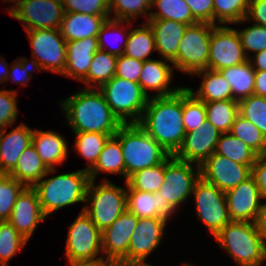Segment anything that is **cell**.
<instances>
[{
	"label": "cell",
	"instance_id": "obj_1",
	"mask_svg": "<svg viewBox=\"0 0 266 266\" xmlns=\"http://www.w3.org/2000/svg\"><path fill=\"white\" fill-rule=\"evenodd\" d=\"M138 125L170 155H175L186 134L183 125V87L169 96L150 97Z\"/></svg>",
	"mask_w": 266,
	"mask_h": 266
},
{
	"label": "cell",
	"instance_id": "obj_2",
	"mask_svg": "<svg viewBox=\"0 0 266 266\" xmlns=\"http://www.w3.org/2000/svg\"><path fill=\"white\" fill-rule=\"evenodd\" d=\"M58 104L73 133L116 134L123 125L99 89L82 87Z\"/></svg>",
	"mask_w": 266,
	"mask_h": 266
},
{
	"label": "cell",
	"instance_id": "obj_3",
	"mask_svg": "<svg viewBox=\"0 0 266 266\" xmlns=\"http://www.w3.org/2000/svg\"><path fill=\"white\" fill-rule=\"evenodd\" d=\"M56 172L57 168L49 169L45 176L33 186L46 217L76 203H85L90 183L89 173L83 168L52 176Z\"/></svg>",
	"mask_w": 266,
	"mask_h": 266
},
{
	"label": "cell",
	"instance_id": "obj_4",
	"mask_svg": "<svg viewBox=\"0 0 266 266\" xmlns=\"http://www.w3.org/2000/svg\"><path fill=\"white\" fill-rule=\"evenodd\" d=\"M119 139L125 163V182L137 171L164 162L170 154L138 124H123Z\"/></svg>",
	"mask_w": 266,
	"mask_h": 266
},
{
	"label": "cell",
	"instance_id": "obj_5",
	"mask_svg": "<svg viewBox=\"0 0 266 266\" xmlns=\"http://www.w3.org/2000/svg\"><path fill=\"white\" fill-rule=\"evenodd\" d=\"M214 239L237 266H261L264 263L265 241L255 223L231 221Z\"/></svg>",
	"mask_w": 266,
	"mask_h": 266
},
{
	"label": "cell",
	"instance_id": "obj_6",
	"mask_svg": "<svg viewBox=\"0 0 266 266\" xmlns=\"http://www.w3.org/2000/svg\"><path fill=\"white\" fill-rule=\"evenodd\" d=\"M96 182L90 180L81 211H84L102 232L127 209V183L124 182L125 188H122L106 177L98 184Z\"/></svg>",
	"mask_w": 266,
	"mask_h": 266
},
{
	"label": "cell",
	"instance_id": "obj_7",
	"mask_svg": "<svg viewBox=\"0 0 266 266\" xmlns=\"http://www.w3.org/2000/svg\"><path fill=\"white\" fill-rule=\"evenodd\" d=\"M122 124H138L149 97L139 83L114 76L99 89Z\"/></svg>",
	"mask_w": 266,
	"mask_h": 266
},
{
	"label": "cell",
	"instance_id": "obj_8",
	"mask_svg": "<svg viewBox=\"0 0 266 266\" xmlns=\"http://www.w3.org/2000/svg\"><path fill=\"white\" fill-rule=\"evenodd\" d=\"M215 26L207 22L187 26L179 42L177 57L172 62L174 70L191 76L208 68L210 38Z\"/></svg>",
	"mask_w": 266,
	"mask_h": 266
},
{
	"label": "cell",
	"instance_id": "obj_9",
	"mask_svg": "<svg viewBox=\"0 0 266 266\" xmlns=\"http://www.w3.org/2000/svg\"><path fill=\"white\" fill-rule=\"evenodd\" d=\"M199 178V165L170 155L165 160V181L158 192L164 202H169L178 211L191 198L194 184Z\"/></svg>",
	"mask_w": 266,
	"mask_h": 266
},
{
	"label": "cell",
	"instance_id": "obj_10",
	"mask_svg": "<svg viewBox=\"0 0 266 266\" xmlns=\"http://www.w3.org/2000/svg\"><path fill=\"white\" fill-rule=\"evenodd\" d=\"M102 232L89 216L80 211L68 225L64 257L69 261L103 259Z\"/></svg>",
	"mask_w": 266,
	"mask_h": 266
},
{
	"label": "cell",
	"instance_id": "obj_11",
	"mask_svg": "<svg viewBox=\"0 0 266 266\" xmlns=\"http://www.w3.org/2000/svg\"><path fill=\"white\" fill-rule=\"evenodd\" d=\"M191 197L195 200V212L211 236H215L231 222L225 192L201 177L195 182Z\"/></svg>",
	"mask_w": 266,
	"mask_h": 266
},
{
	"label": "cell",
	"instance_id": "obj_12",
	"mask_svg": "<svg viewBox=\"0 0 266 266\" xmlns=\"http://www.w3.org/2000/svg\"><path fill=\"white\" fill-rule=\"evenodd\" d=\"M28 37L32 57L47 72L62 75L66 67L67 41L59 29H37L25 31Z\"/></svg>",
	"mask_w": 266,
	"mask_h": 266
},
{
	"label": "cell",
	"instance_id": "obj_13",
	"mask_svg": "<svg viewBox=\"0 0 266 266\" xmlns=\"http://www.w3.org/2000/svg\"><path fill=\"white\" fill-rule=\"evenodd\" d=\"M168 221L162 218H139L128 247V266H153L147 258L163 241Z\"/></svg>",
	"mask_w": 266,
	"mask_h": 266
},
{
	"label": "cell",
	"instance_id": "obj_14",
	"mask_svg": "<svg viewBox=\"0 0 266 266\" xmlns=\"http://www.w3.org/2000/svg\"><path fill=\"white\" fill-rule=\"evenodd\" d=\"M239 34L228 25H216L211 32L208 69L219 71L247 60Z\"/></svg>",
	"mask_w": 266,
	"mask_h": 266
},
{
	"label": "cell",
	"instance_id": "obj_15",
	"mask_svg": "<svg viewBox=\"0 0 266 266\" xmlns=\"http://www.w3.org/2000/svg\"><path fill=\"white\" fill-rule=\"evenodd\" d=\"M138 218L127 209L102 231L103 259L114 266H128V247Z\"/></svg>",
	"mask_w": 266,
	"mask_h": 266
},
{
	"label": "cell",
	"instance_id": "obj_16",
	"mask_svg": "<svg viewBox=\"0 0 266 266\" xmlns=\"http://www.w3.org/2000/svg\"><path fill=\"white\" fill-rule=\"evenodd\" d=\"M63 15L62 0H24L10 16L20 21L28 31L59 29Z\"/></svg>",
	"mask_w": 266,
	"mask_h": 266
},
{
	"label": "cell",
	"instance_id": "obj_17",
	"mask_svg": "<svg viewBox=\"0 0 266 266\" xmlns=\"http://www.w3.org/2000/svg\"><path fill=\"white\" fill-rule=\"evenodd\" d=\"M251 176L248 165L236 163L213 153L200 165V177L223 192L228 191Z\"/></svg>",
	"mask_w": 266,
	"mask_h": 266
},
{
	"label": "cell",
	"instance_id": "obj_18",
	"mask_svg": "<svg viewBox=\"0 0 266 266\" xmlns=\"http://www.w3.org/2000/svg\"><path fill=\"white\" fill-rule=\"evenodd\" d=\"M231 221L254 223L264 201L252 176L225 192Z\"/></svg>",
	"mask_w": 266,
	"mask_h": 266
},
{
	"label": "cell",
	"instance_id": "obj_19",
	"mask_svg": "<svg viewBox=\"0 0 266 266\" xmlns=\"http://www.w3.org/2000/svg\"><path fill=\"white\" fill-rule=\"evenodd\" d=\"M45 219L36 190L25 187L14 203L8 222L29 242L39 223Z\"/></svg>",
	"mask_w": 266,
	"mask_h": 266
},
{
	"label": "cell",
	"instance_id": "obj_20",
	"mask_svg": "<svg viewBox=\"0 0 266 266\" xmlns=\"http://www.w3.org/2000/svg\"><path fill=\"white\" fill-rule=\"evenodd\" d=\"M222 133L207 119L199 129L185 134L183 143L174 155L180 160L201 165L214 152Z\"/></svg>",
	"mask_w": 266,
	"mask_h": 266
},
{
	"label": "cell",
	"instance_id": "obj_21",
	"mask_svg": "<svg viewBox=\"0 0 266 266\" xmlns=\"http://www.w3.org/2000/svg\"><path fill=\"white\" fill-rule=\"evenodd\" d=\"M165 59L145 60L139 78L143 92L150 97L169 96L175 94L181 87L171 86L175 72L172 62ZM153 91L155 94L148 93ZM151 95V96H150Z\"/></svg>",
	"mask_w": 266,
	"mask_h": 266
},
{
	"label": "cell",
	"instance_id": "obj_22",
	"mask_svg": "<svg viewBox=\"0 0 266 266\" xmlns=\"http://www.w3.org/2000/svg\"><path fill=\"white\" fill-rule=\"evenodd\" d=\"M8 128L0 131V173L9 175L15 169L21 153L32 144L34 129L22 121L9 132Z\"/></svg>",
	"mask_w": 266,
	"mask_h": 266
},
{
	"label": "cell",
	"instance_id": "obj_23",
	"mask_svg": "<svg viewBox=\"0 0 266 266\" xmlns=\"http://www.w3.org/2000/svg\"><path fill=\"white\" fill-rule=\"evenodd\" d=\"M159 192L148 193L133 190L127 184L126 203L127 210L139 218H162L171 221L175 216L176 209L169 203L164 202Z\"/></svg>",
	"mask_w": 266,
	"mask_h": 266
},
{
	"label": "cell",
	"instance_id": "obj_24",
	"mask_svg": "<svg viewBox=\"0 0 266 266\" xmlns=\"http://www.w3.org/2000/svg\"><path fill=\"white\" fill-rule=\"evenodd\" d=\"M66 67L61 76L81 82L88 73L93 55L99 50L97 37L69 41L66 43Z\"/></svg>",
	"mask_w": 266,
	"mask_h": 266
},
{
	"label": "cell",
	"instance_id": "obj_25",
	"mask_svg": "<svg viewBox=\"0 0 266 266\" xmlns=\"http://www.w3.org/2000/svg\"><path fill=\"white\" fill-rule=\"evenodd\" d=\"M154 35L156 51L162 59L173 62L188 25L167 19H148L146 22Z\"/></svg>",
	"mask_w": 266,
	"mask_h": 266
},
{
	"label": "cell",
	"instance_id": "obj_26",
	"mask_svg": "<svg viewBox=\"0 0 266 266\" xmlns=\"http://www.w3.org/2000/svg\"><path fill=\"white\" fill-rule=\"evenodd\" d=\"M32 145L41 157L48 169H56L67 161L69 148L66 138L55 130L34 129L32 134Z\"/></svg>",
	"mask_w": 266,
	"mask_h": 266
},
{
	"label": "cell",
	"instance_id": "obj_27",
	"mask_svg": "<svg viewBox=\"0 0 266 266\" xmlns=\"http://www.w3.org/2000/svg\"><path fill=\"white\" fill-rule=\"evenodd\" d=\"M106 20L107 18L101 15L64 12L59 30L67 42L98 37L100 28Z\"/></svg>",
	"mask_w": 266,
	"mask_h": 266
},
{
	"label": "cell",
	"instance_id": "obj_28",
	"mask_svg": "<svg viewBox=\"0 0 266 266\" xmlns=\"http://www.w3.org/2000/svg\"><path fill=\"white\" fill-rule=\"evenodd\" d=\"M191 76L201 78L200 86H198L196 90L188 86L187 89L204 103L220 100H232L231 86L220 71L207 68L196 71Z\"/></svg>",
	"mask_w": 266,
	"mask_h": 266
},
{
	"label": "cell",
	"instance_id": "obj_29",
	"mask_svg": "<svg viewBox=\"0 0 266 266\" xmlns=\"http://www.w3.org/2000/svg\"><path fill=\"white\" fill-rule=\"evenodd\" d=\"M103 172V173H102ZM90 180L96 181L101 173L115 174L124 177L125 163L122 155V148L119 139L113 135L106 141L95 165L88 171Z\"/></svg>",
	"mask_w": 266,
	"mask_h": 266
},
{
	"label": "cell",
	"instance_id": "obj_30",
	"mask_svg": "<svg viewBox=\"0 0 266 266\" xmlns=\"http://www.w3.org/2000/svg\"><path fill=\"white\" fill-rule=\"evenodd\" d=\"M48 170L35 147L31 144L21 153L15 169L9 175L26 187H33L45 176Z\"/></svg>",
	"mask_w": 266,
	"mask_h": 266
},
{
	"label": "cell",
	"instance_id": "obj_31",
	"mask_svg": "<svg viewBox=\"0 0 266 266\" xmlns=\"http://www.w3.org/2000/svg\"><path fill=\"white\" fill-rule=\"evenodd\" d=\"M229 82L232 89V100L240 101L254 95L255 70L249 59L245 62L219 70Z\"/></svg>",
	"mask_w": 266,
	"mask_h": 266
},
{
	"label": "cell",
	"instance_id": "obj_32",
	"mask_svg": "<svg viewBox=\"0 0 266 266\" xmlns=\"http://www.w3.org/2000/svg\"><path fill=\"white\" fill-rule=\"evenodd\" d=\"M118 56L99 49L92 58L87 76L81 81L83 88L100 89L115 75Z\"/></svg>",
	"mask_w": 266,
	"mask_h": 266
},
{
	"label": "cell",
	"instance_id": "obj_33",
	"mask_svg": "<svg viewBox=\"0 0 266 266\" xmlns=\"http://www.w3.org/2000/svg\"><path fill=\"white\" fill-rule=\"evenodd\" d=\"M134 22L131 21L128 40L124 55L141 61L150 60L151 54L156 51L155 40L150 26L143 22L140 27L133 29Z\"/></svg>",
	"mask_w": 266,
	"mask_h": 266
},
{
	"label": "cell",
	"instance_id": "obj_34",
	"mask_svg": "<svg viewBox=\"0 0 266 266\" xmlns=\"http://www.w3.org/2000/svg\"><path fill=\"white\" fill-rule=\"evenodd\" d=\"M214 153L225 156L236 163L248 165L250 168L258 157L255 151L230 132L220 135Z\"/></svg>",
	"mask_w": 266,
	"mask_h": 266
},
{
	"label": "cell",
	"instance_id": "obj_35",
	"mask_svg": "<svg viewBox=\"0 0 266 266\" xmlns=\"http://www.w3.org/2000/svg\"><path fill=\"white\" fill-rule=\"evenodd\" d=\"M74 135L76 139L72 147L81 158L86 160V167L83 169L89 171L95 165L108 138L115 134L81 132Z\"/></svg>",
	"mask_w": 266,
	"mask_h": 266
},
{
	"label": "cell",
	"instance_id": "obj_36",
	"mask_svg": "<svg viewBox=\"0 0 266 266\" xmlns=\"http://www.w3.org/2000/svg\"><path fill=\"white\" fill-rule=\"evenodd\" d=\"M149 19H167L188 26L198 23L184 0H152Z\"/></svg>",
	"mask_w": 266,
	"mask_h": 266
},
{
	"label": "cell",
	"instance_id": "obj_37",
	"mask_svg": "<svg viewBox=\"0 0 266 266\" xmlns=\"http://www.w3.org/2000/svg\"><path fill=\"white\" fill-rule=\"evenodd\" d=\"M130 28H131V21L116 20V19H112V18L107 19L103 23V25L100 28V31L98 33V37L97 38H98V47H99V49L107 51L109 54H113V55H116V56L123 55L124 54V50H125V46H126V43H127V40H128ZM125 30L128 31V32H126ZM112 34H113V36H112ZM109 35H111V37H113L112 40L113 39L115 40V36H116V40L118 39L117 41L121 42L120 41V39H121L122 42H121L120 46H118L119 44L117 45V43H115L118 47L115 46V45L114 46L112 45L111 48L107 49L106 48L108 46V45H106L107 41H109V39L111 40Z\"/></svg>",
	"mask_w": 266,
	"mask_h": 266
},
{
	"label": "cell",
	"instance_id": "obj_38",
	"mask_svg": "<svg viewBox=\"0 0 266 266\" xmlns=\"http://www.w3.org/2000/svg\"><path fill=\"white\" fill-rule=\"evenodd\" d=\"M207 120L219 132H230L231 126L239 114V103L236 100H220L204 103Z\"/></svg>",
	"mask_w": 266,
	"mask_h": 266
},
{
	"label": "cell",
	"instance_id": "obj_39",
	"mask_svg": "<svg viewBox=\"0 0 266 266\" xmlns=\"http://www.w3.org/2000/svg\"><path fill=\"white\" fill-rule=\"evenodd\" d=\"M230 133L246 143L258 155H266V137L250 120L238 114Z\"/></svg>",
	"mask_w": 266,
	"mask_h": 266
},
{
	"label": "cell",
	"instance_id": "obj_40",
	"mask_svg": "<svg viewBox=\"0 0 266 266\" xmlns=\"http://www.w3.org/2000/svg\"><path fill=\"white\" fill-rule=\"evenodd\" d=\"M250 0H213L214 25H234L246 18Z\"/></svg>",
	"mask_w": 266,
	"mask_h": 266
},
{
	"label": "cell",
	"instance_id": "obj_41",
	"mask_svg": "<svg viewBox=\"0 0 266 266\" xmlns=\"http://www.w3.org/2000/svg\"><path fill=\"white\" fill-rule=\"evenodd\" d=\"M151 7L152 0H110V18L134 22V19L144 16L147 22Z\"/></svg>",
	"mask_w": 266,
	"mask_h": 266
},
{
	"label": "cell",
	"instance_id": "obj_42",
	"mask_svg": "<svg viewBox=\"0 0 266 266\" xmlns=\"http://www.w3.org/2000/svg\"><path fill=\"white\" fill-rule=\"evenodd\" d=\"M165 181V161L132 174L126 183L133 189L148 193L158 192Z\"/></svg>",
	"mask_w": 266,
	"mask_h": 266
},
{
	"label": "cell",
	"instance_id": "obj_43",
	"mask_svg": "<svg viewBox=\"0 0 266 266\" xmlns=\"http://www.w3.org/2000/svg\"><path fill=\"white\" fill-rule=\"evenodd\" d=\"M27 243L8 221H0V266H10L9 260L21 252Z\"/></svg>",
	"mask_w": 266,
	"mask_h": 266
},
{
	"label": "cell",
	"instance_id": "obj_44",
	"mask_svg": "<svg viewBox=\"0 0 266 266\" xmlns=\"http://www.w3.org/2000/svg\"><path fill=\"white\" fill-rule=\"evenodd\" d=\"M207 119L204 102L183 86V125L186 133L199 129Z\"/></svg>",
	"mask_w": 266,
	"mask_h": 266
},
{
	"label": "cell",
	"instance_id": "obj_45",
	"mask_svg": "<svg viewBox=\"0 0 266 266\" xmlns=\"http://www.w3.org/2000/svg\"><path fill=\"white\" fill-rule=\"evenodd\" d=\"M26 186L8 174L0 175V221H8L18 195Z\"/></svg>",
	"mask_w": 266,
	"mask_h": 266
},
{
	"label": "cell",
	"instance_id": "obj_46",
	"mask_svg": "<svg viewBox=\"0 0 266 266\" xmlns=\"http://www.w3.org/2000/svg\"><path fill=\"white\" fill-rule=\"evenodd\" d=\"M238 103L239 114L250 120L266 137V98L250 95Z\"/></svg>",
	"mask_w": 266,
	"mask_h": 266
},
{
	"label": "cell",
	"instance_id": "obj_47",
	"mask_svg": "<svg viewBox=\"0 0 266 266\" xmlns=\"http://www.w3.org/2000/svg\"><path fill=\"white\" fill-rule=\"evenodd\" d=\"M243 51L247 58L250 57V53L254 54L266 49V27L252 23L251 26H246L242 30L236 29Z\"/></svg>",
	"mask_w": 266,
	"mask_h": 266
},
{
	"label": "cell",
	"instance_id": "obj_48",
	"mask_svg": "<svg viewBox=\"0 0 266 266\" xmlns=\"http://www.w3.org/2000/svg\"><path fill=\"white\" fill-rule=\"evenodd\" d=\"M30 61L27 57H20L13 61V64L9 68V74L7 81L11 80L13 83L28 87L29 80L33 79V70L36 72H44L38 61L31 57Z\"/></svg>",
	"mask_w": 266,
	"mask_h": 266
},
{
	"label": "cell",
	"instance_id": "obj_49",
	"mask_svg": "<svg viewBox=\"0 0 266 266\" xmlns=\"http://www.w3.org/2000/svg\"><path fill=\"white\" fill-rule=\"evenodd\" d=\"M64 12L101 15L110 18V0H62Z\"/></svg>",
	"mask_w": 266,
	"mask_h": 266
},
{
	"label": "cell",
	"instance_id": "obj_50",
	"mask_svg": "<svg viewBox=\"0 0 266 266\" xmlns=\"http://www.w3.org/2000/svg\"><path fill=\"white\" fill-rule=\"evenodd\" d=\"M16 89H0V131L12 126L17 122L18 116V99Z\"/></svg>",
	"mask_w": 266,
	"mask_h": 266
},
{
	"label": "cell",
	"instance_id": "obj_51",
	"mask_svg": "<svg viewBox=\"0 0 266 266\" xmlns=\"http://www.w3.org/2000/svg\"><path fill=\"white\" fill-rule=\"evenodd\" d=\"M143 63L144 61L128 57L124 54L118 56L114 76L138 83Z\"/></svg>",
	"mask_w": 266,
	"mask_h": 266
},
{
	"label": "cell",
	"instance_id": "obj_52",
	"mask_svg": "<svg viewBox=\"0 0 266 266\" xmlns=\"http://www.w3.org/2000/svg\"><path fill=\"white\" fill-rule=\"evenodd\" d=\"M198 22L214 24L213 0H184Z\"/></svg>",
	"mask_w": 266,
	"mask_h": 266
},
{
	"label": "cell",
	"instance_id": "obj_53",
	"mask_svg": "<svg viewBox=\"0 0 266 266\" xmlns=\"http://www.w3.org/2000/svg\"><path fill=\"white\" fill-rule=\"evenodd\" d=\"M244 22H253L266 27V0H250L246 18L234 25H240L241 23L243 25Z\"/></svg>",
	"mask_w": 266,
	"mask_h": 266
},
{
	"label": "cell",
	"instance_id": "obj_54",
	"mask_svg": "<svg viewBox=\"0 0 266 266\" xmlns=\"http://www.w3.org/2000/svg\"><path fill=\"white\" fill-rule=\"evenodd\" d=\"M251 176L254 178L263 200L266 199V155H258L251 167Z\"/></svg>",
	"mask_w": 266,
	"mask_h": 266
},
{
	"label": "cell",
	"instance_id": "obj_55",
	"mask_svg": "<svg viewBox=\"0 0 266 266\" xmlns=\"http://www.w3.org/2000/svg\"><path fill=\"white\" fill-rule=\"evenodd\" d=\"M254 223L257 231L266 242V201L262 203Z\"/></svg>",
	"mask_w": 266,
	"mask_h": 266
},
{
	"label": "cell",
	"instance_id": "obj_56",
	"mask_svg": "<svg viewBox=\"0 0 266 266\" xmlns=\"http://www.w3.org/2000/svg\"><path fill=\"white\" fill-rule=\"evenodd\" d=\"M254 95L266 98V71H255Z\"/></svg>",
	"mask_w": 266,
	"mask_h": 266
},
{
	"label": "cell",
	"instance_id": "obj_57",
	"mask_svg": "<svg viewBox=\"0 0 266 266\" xmlns=\"http://www.w3.org/2000/svg\"><path fill=\"white\" fill-rule=\"evenodd\" d=\"M255 71H266V49L248 58Z\"/></svg>",
	"mask_w": 266,
	"mask_h": 266
},
{
	"label": "cell",
	"instance_id": "obj_58",
	"mask_svg": "<svg viewBox=\"0 0 266 266\" xmlns=\"http://www.w3.org/2000/svg\"><path fill=\"white\" fill-rule=\"evenodd\" d=\"M67 266H114V265L108 260L98 259V260H81V261L67 260Z\"/></svg>",
	"mask_w": 266,
	"mask_h": 266
},
{
	"label": "cell",
	"instance_id": "obj_59",
	"mask_svg": "<svg viewBox=\"0 0 266 266\" xmlns=\"http://www.w3.org/2000/svg\"><path fill=\"white\" fill-rule=\"evenodd\" d=\"M5 57H3L2 55L0 56V84H4L3 87L5 88V86H7L6 81L8 78V74H9V63L7 62V60L5 61Z\"/></svg>",
	"mask_w": 266,
	"mask_h": 266
},
{
	"label": "cell",
	"instance_id": "obj_60",
	"mask_svg": "<svg viewBox=\"0 0 266 266\" xmlns=\"http://www.w3.org/2000/svg\"><path fill=\"white\" fill-rule=\"evenodd\" d=\"M4 3H10V7L7 6V11L9 15H12V13L20 6V3L24 0H2ZM14 2V3H13ZM13 3V6H12Z\"/></svg>",
	"mask_w": 266,
	"mask_h": 266
},
{
	"label": "cell",
	"instance_id": "obj_61",
	"mask_svg": "<svg viewBox=\"0 0 266 266\" xmlns=\"http://www.w3.org/2000/svg\"><path fill=\"white\" fill-rule=\"evenodd\" d=\"M181 266H195V265H192L188 262H183L182 264H180Z\"/></svg>",
	"mask_w": 266,
	"mask_h": 266
},
{
	"label": "cell",
	"instance_id": "obj_62",
	"mask_svg": "<svg viewBox=\"0 0 266 266\" xmlns=\"http://www.w3.org/2000/svg\"><path fill=\"white\" fill-rule=\"evenodd\" d=\"M266 261V242H265V247H264V262Z\"/></svg>",
	"mask_w": 266,
	"mask_h": 266
}]
</instances>
